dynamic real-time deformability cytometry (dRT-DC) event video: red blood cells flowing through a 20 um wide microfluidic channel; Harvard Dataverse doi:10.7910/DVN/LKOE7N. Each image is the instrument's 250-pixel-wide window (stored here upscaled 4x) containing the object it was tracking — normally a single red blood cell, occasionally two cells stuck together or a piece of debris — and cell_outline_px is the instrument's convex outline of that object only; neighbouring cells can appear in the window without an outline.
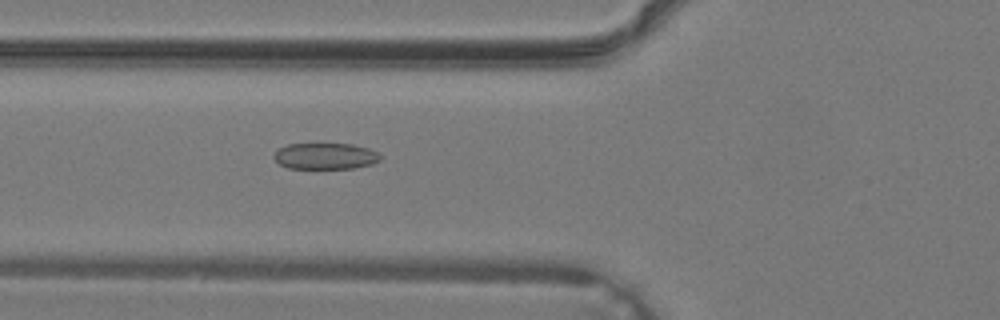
{"species": "common noctule bat (a hibernating species)", "species_latin": "Nyctalus noctula", "temperature_condition": "warm", "stored_images_in_passage": 38, "camera_frame_rate_fps": 3000, "um_per_image_px": 0.085, "animal": {"sex": "male", "body_mass_g": 19.2, "forearm_length_mm": 51.8}, "frame": {"image": 1, "passage_image": 15, "time_ms": 4.667, "image_size_px": [1000, 320], "cell_outline_px": [[380, 160], [372, 164], [352, 168], [288, 168], [280, 164], [272, 156], [280, 148], [288, 144], [352, 144], [368, 148], [376, 152], [380, 156]], "centroid_in_image_um": [27.65, 13.27], "position_along_channel_um": 98.2, "area_um2": 16.07}}
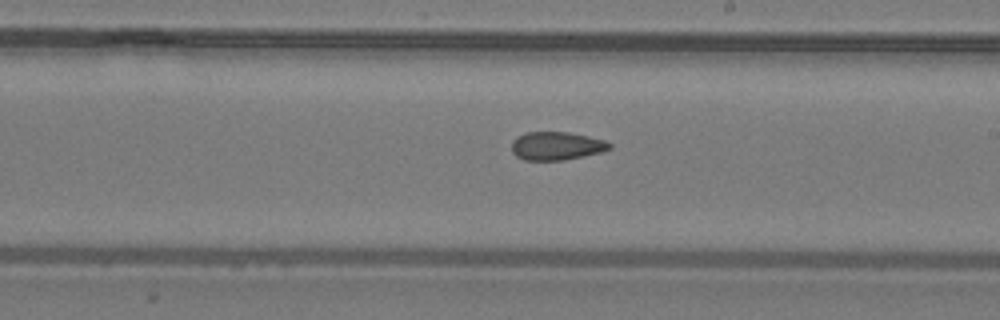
{"frame": {"image": 2, "passage_image": 23, "time_ms": 7.333, "image_size_px": [1000, 320], "cell_outline_px": [[612, 148], [600, 152], [564, 160], [524, 160], [516, 156], [512, 152], [512, 140], [516, 136], [528, 132], [568, 132], [588, 136], [604, 140], [612, 144]], "centroid_in_image_um": [47.28, 12.4], "position_along_channel_um": 241.7, "area_um2": 16.13}}
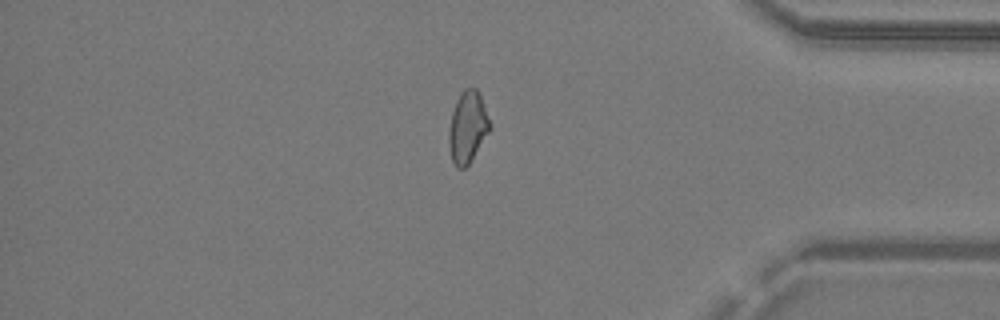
{"frame": {"image": 3, "passage_image": 33, "time_ms": 10.667, "image_size_px": [1000, 320], "cell_outline_px": [[492, 128], [468, 164], [464, 168], [456, 168], [452, 160], [448, 140], [448, 132], [452, 112], [456, 100], [460, 92], [464, 88], [476, 88], [480, 96], [492, 124]], "centroid_in_image_um": [39.75, 10.79], "position_along_channel_um": 395.4, "area_um2": 17.11}}